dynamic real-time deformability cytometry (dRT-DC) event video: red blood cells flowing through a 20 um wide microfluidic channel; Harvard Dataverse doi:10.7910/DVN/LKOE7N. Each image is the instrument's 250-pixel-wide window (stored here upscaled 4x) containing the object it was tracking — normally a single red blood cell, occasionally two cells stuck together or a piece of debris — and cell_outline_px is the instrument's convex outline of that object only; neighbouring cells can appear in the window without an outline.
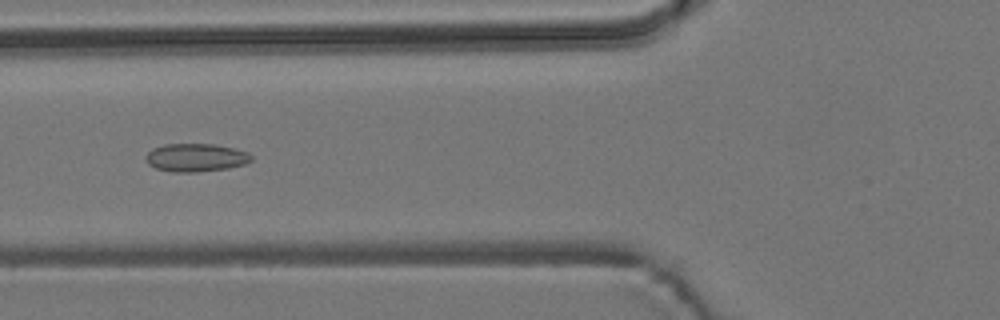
{"species": "common noctule bat (a hibernating species)", "species_latin": "Nyctalus noctula", "temperature_condition": "room temperature", "stored_images_in_passage": 7, "camera_frame_rate_fps": 3000, "um_per_image_px": 0.085, "animal": {"sex": "male", "body_mass_g": 19.2, "forearm_length_mm": 51.8}, "frame": {"image": 1, "passage_image": 5, "time_ms": 1.333, "image_size_px": [1000, 320], "cell_outline_px": [[252, 160], [244, 164], [228, 168], [196, 172], [172, 172], [156, 168], [148, 164], [144, 160], [144, 156], [152, 148], [164, 144], [212, 144], [232, 148], [248, 152], [252, 156]], "centroid_in_image_um": [16.6, 13.39], "position_along_channel_um": 109.2, "area_um2": 17.34}}
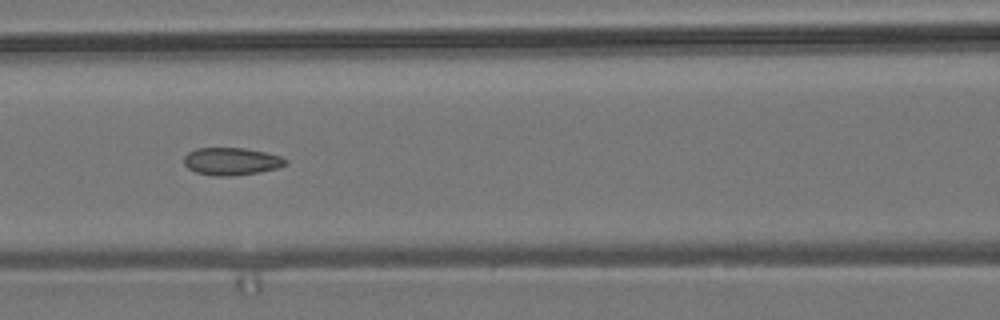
{"frame": {"image": 2, "passage_image": 6, "time_ms": 1.667, "image_size_px": [1000, 320], "cell_outline_px": [[288, 164], [280, 168], [260, 172], [232, 176], [216, 176], [196, 172], [188, 168], [184, 164], [184, 156], [188, 152], [196, 148], [244, 148], [264, 152], [280, 156], [288, 160]], "centroid_in_image_um": [19.7, 13.72], "position_along_channel_um": 146.9, "area_um2": 16.42}}
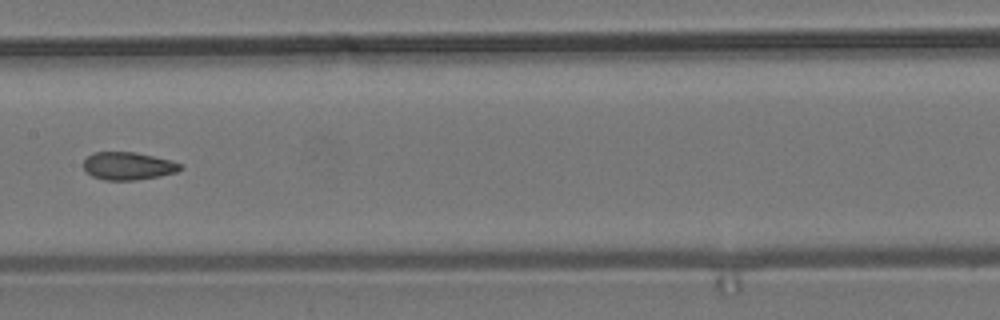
{"frame": {"image": 3, "passage_image": 7, "time_ms": 2.0, "image_size_px": [1000, 320], "cell_outline_px": [[184, 168], [176, 172], [160, 176], [136, 180], [104, 180], [92, 176], [84, 168], [84, 160], [92, 152], [136, 152], [172, 160], [180, 164]], "centroid_in_image_um": [10.91, 14.1], "position_along_channel_um": 196.5, "area_um2": 15.72}}